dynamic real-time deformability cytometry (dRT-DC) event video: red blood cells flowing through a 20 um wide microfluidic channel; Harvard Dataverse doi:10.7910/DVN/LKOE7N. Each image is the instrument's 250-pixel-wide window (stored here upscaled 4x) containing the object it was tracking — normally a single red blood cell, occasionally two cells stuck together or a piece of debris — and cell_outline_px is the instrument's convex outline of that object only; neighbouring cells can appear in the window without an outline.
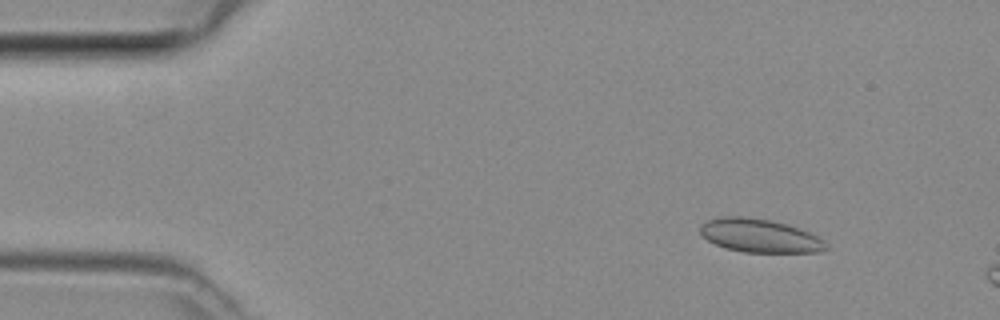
{"species": "common noctule bat (a hibernating species)", "species_latin": "Nyctalus noctula", "temperature_condition": "room temperature", "stored_images_in_passage": 5, "camera_frame_rate_fps": 3000, "um_per_image_px": 0.085, "animal": {"sex": "female", "body_mass_g": 29.2, "forearm_length_mm": 56.3}, "frame": {"image": 1, "passage_image": 2, "time_ms": 0.333, "image_size_px": [1000, 320], "cell_outline_px": [[828, 248], [820, 252], [744, 252], [724, 248], [708, 240], [700, 232], [700, 224], [708, 220], [724, 216], [748, 216], [772, 220], [788, 224], [800, 228], [824, 240], [828, 244]], "centroid_in_image_um": [64.59, 20.02], "position_along_channel_um": 20.4, "area_um2": 24.68}}